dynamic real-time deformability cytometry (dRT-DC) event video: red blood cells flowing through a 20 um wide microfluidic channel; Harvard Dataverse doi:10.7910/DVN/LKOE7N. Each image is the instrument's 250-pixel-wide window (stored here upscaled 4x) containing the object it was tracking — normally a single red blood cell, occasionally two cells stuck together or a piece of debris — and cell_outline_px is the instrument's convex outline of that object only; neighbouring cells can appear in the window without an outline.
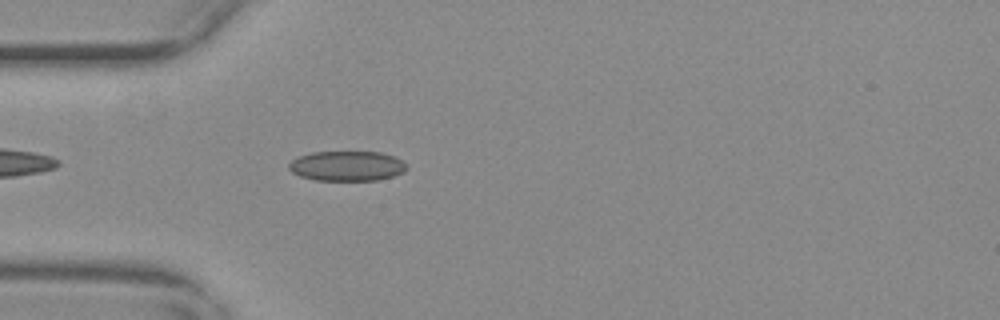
{"species": "common noctule bat (a hibernating species)", "species_latin": "Nyctalus noctula", "temperature_condition": "warm", "stored_images_in_passage": 43, "camera_frame_rate_fps": 3000, "um_per_image_px": 0.085, "animal": {"sex": "female", "body_mass_g": 29.2, "forearm_length_mm": 56.3}, "frame": {"image": 1, "passage_image": 4, "time_ms": 1.0, "image_size_px": [1000, 320], "cell_outline_px": [[408, 168], [404, 172], [392, 176], [376, 180], [316, 180], [300, 176], [292, 172], [288, 168], [288, 164], [292, 160], [300, 156], [312, 152], [380, 152], [392, 156], [400, 160]], "centroid_in_image_um": [29.47, 14.11], "position_along_channel_um": 55.5, "area_um2": 20.35}}
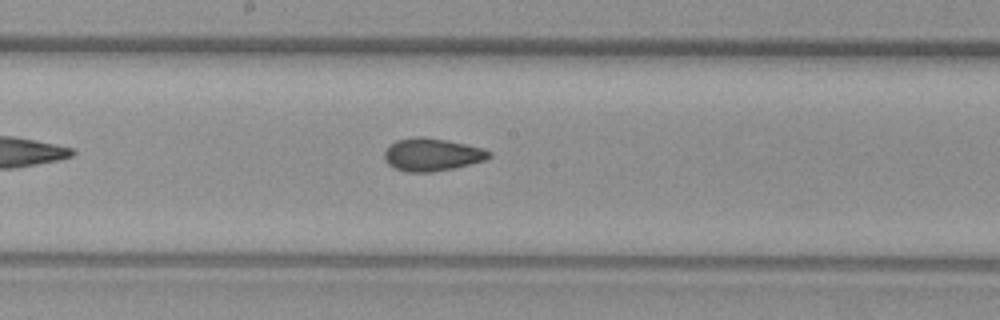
{"frame": {"image": 2, "passage_image": 17, "time_ms": 5.333, "image_size_px": [1000, 320], "cell_outline_px": [[492, 156], [484, 160], [452, 168], [432, 172], [408, 172], [396, 168], [388, 164], [384, 160], [384, 152], [396, 140], [416, 136], [424, 136], [484, 148], [492, 152]], "centroid_in_image_um": [36.71, 13.13], "position_along_channel_um": 211.5, "area_um2": 19.77}}
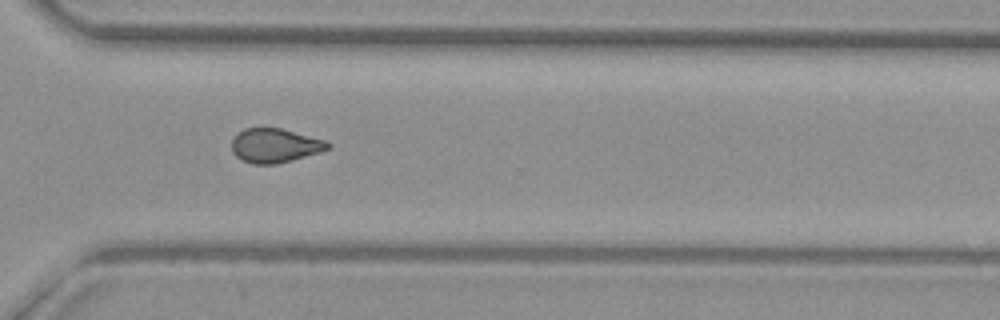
{"frame": {"image": 3, "passage_image": 28, "time_ms": 9.0, "image_size_px": [1000, 320], "cell_outline_px": [[332, 144], [328, 148], [320, 152], [292, 160], [276, 164], [252, 164], [236, 156], [232, 152], [232, 140], [236, 132], [244, 128], [280, 128], [328, 140]], "centroid_in_image_um": [23.37, 12.36], "position_along_channel_um": 347.2, "area_um2": 19.25}, "authors_computed_cell_mechanics": {"area_um2": 19.652, "velocity_mm_per_s": 3.7086, "shape_relaxation_time_tau1_ms": null, "shape_relaxation_time_tau2_ms": 1.7078, "deformation_change_tau1": null, "deformation_change_tau2": 0.0746}}